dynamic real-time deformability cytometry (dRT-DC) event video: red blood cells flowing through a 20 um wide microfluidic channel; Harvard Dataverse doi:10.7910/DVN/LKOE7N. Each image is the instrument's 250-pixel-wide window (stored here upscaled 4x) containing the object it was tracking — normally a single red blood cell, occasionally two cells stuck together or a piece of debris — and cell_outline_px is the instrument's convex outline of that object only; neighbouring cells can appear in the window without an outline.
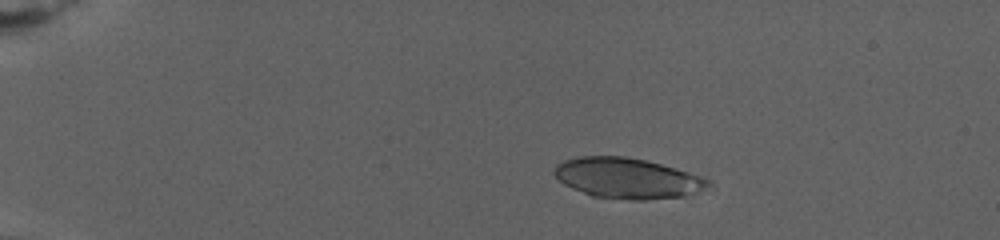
{"species": "human", "species_latin": "Homo sapiens", "temperature_condition": "warm", "stored_images_in_passage": 36, "camera_frame_rate_fps": 3000, "um_per_image_px": 0.085, "donor": {"sex": "female"}, "frame": {"image": 1, "passage_image": 6, "time_ms": 3.667, "image_size_px": [1000, 240], "cell_outline_px": [[712, 184], [696, 192], [684, 196], [644, 200], [632, 200], [592, 196], [572, 188], [564, 184], [552, 172], [556, 164], [564, 160], [580, 156], [624, 156], [644, 160], [660, 164], [688, 172], [708, 180]], "centroid_in_image_um": [53.27, 15.15], "position_along_channel_um": 31.7, "area_um2": 35.95}}
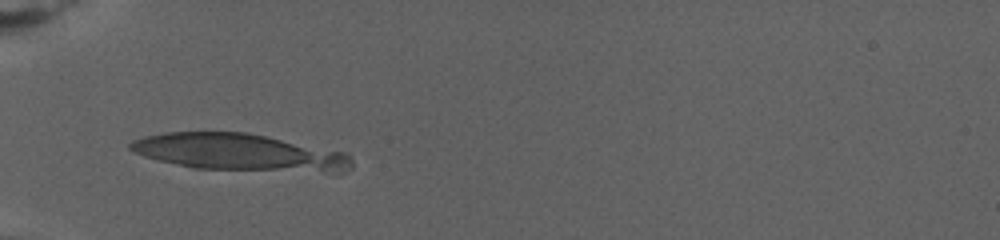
{"frame": {"image": 2, "passage_image": 12, "time_ms": 8.0, "image_size_px": [1000, 240], "cell_outline_px": [[352, 168], [344, 172], [324, 172], [192, 168], [144, 156], [128, 148], [128, 144], [132, 140], [144, 136], [168, 132], [248, 132], [344, 152], [352, 160]], "centroid_in_image_um": [20.34, 12.94], "position_along_channel_um": 64.7, "area_um2": 47.45}}
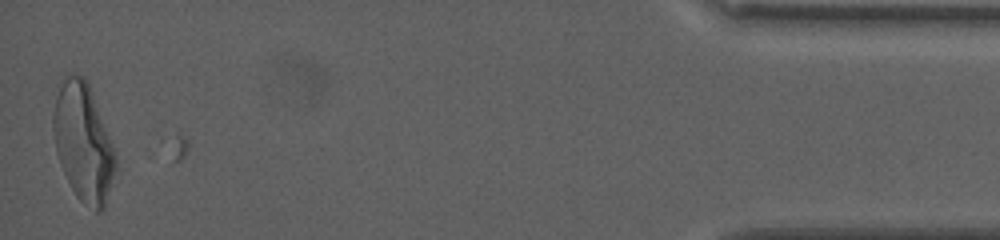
{"frame": {"image": 3, "passage_image": 36, "time_ms": 24.333, "image_size_px": [1000, 240], "cell_outline_px": [[120, 172], [104, 208], [100, 212], [96, 212], [80, 200], [76, 196], [60, 164], [56, 152], [52, 128], [52, 116], [56, 96], [64, 80], [68, 76], [84, 76], [88, 80], [112, 144]], "centroid_in_image_um": [7.13, 12.19], "position_along_channel_um": 428.1, "area_um2": 43.12}}